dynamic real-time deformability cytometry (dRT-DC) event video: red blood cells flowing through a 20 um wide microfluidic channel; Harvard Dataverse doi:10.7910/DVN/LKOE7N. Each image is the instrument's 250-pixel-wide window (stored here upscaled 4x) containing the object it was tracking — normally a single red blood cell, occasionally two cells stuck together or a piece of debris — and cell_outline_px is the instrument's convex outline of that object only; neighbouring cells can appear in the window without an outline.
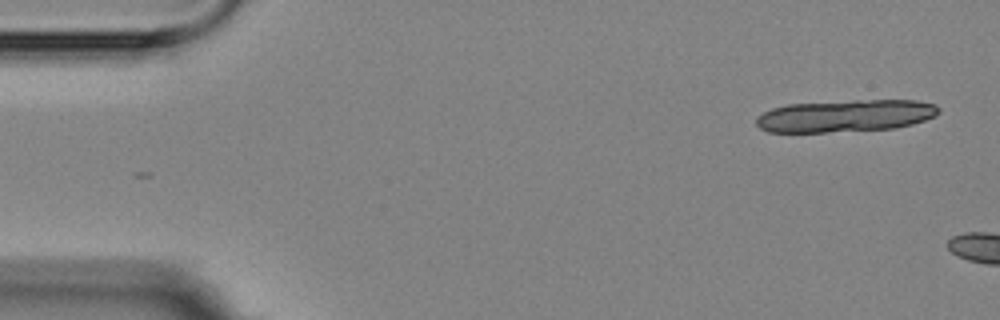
{"species": "Egyptian fruit bat (a non-hibernating species)", "species_latin": "Rousettus aegyptiacus", "temperature_condition": "room temperature", "stored_images_in_passage": 3, "camera_frame_rate_fps": 3000, "um_per_image_px": 0.085, "animal": {"sex": "female"}, "frame": {"image": 1, "passage_image": 1, "time_ms": 0.0, "image_size_px": [1000, 320], "cell_outline_px": [[940, 112], [936, 116], [912, 124], [896, 128], [824, 132], [768, 132], [760, 128], [756, 124], [756, 116], [772, 108], [788, 104], [852, 100], [916, 100], [936, 104], [940, 108]], "centroid_in_image_um": [71.87, 9.84], "position_along_channel_um": 13.1, "area_um2": 34.45}}